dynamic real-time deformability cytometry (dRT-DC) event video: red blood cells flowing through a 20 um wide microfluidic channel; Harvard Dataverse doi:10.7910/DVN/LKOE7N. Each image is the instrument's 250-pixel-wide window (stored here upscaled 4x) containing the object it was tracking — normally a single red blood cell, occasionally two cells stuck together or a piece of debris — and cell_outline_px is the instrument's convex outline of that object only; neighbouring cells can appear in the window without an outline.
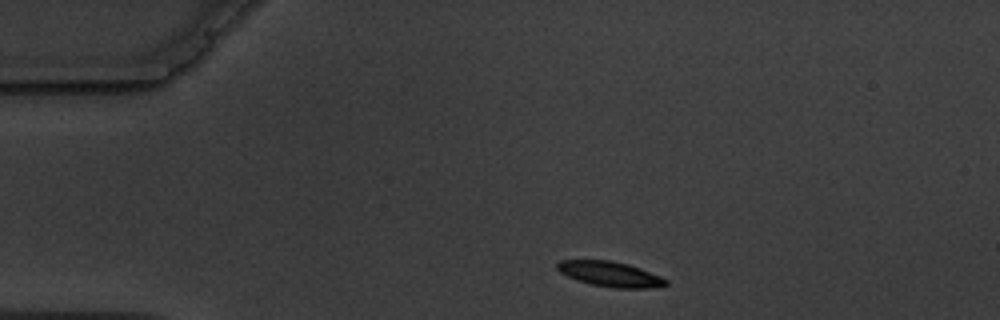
{"species": "common noctule bat (a hibernating species)", "species_latin": "Nyctalus noctula", "temperature_condition": "warm", "stored_images_in_passage": 4, "camera_frame_rate_fps": 3000, "um_per_image_px": 0.085, "animal": {"sex": "male", "body_mass_g": 19.5, "forearm_length_mm": 54.6}, "frame": {"image": 1, "passage_image": 1, "time_ms": 0.0, "image_size_px": [1000, 320], "cell_outline_px": [[668, 284], [648, 288], [612, 288], [592, 284], [568, 276], [560, 272], [556, 268], [556, 264], [560, 260], [608, 260], [628, 264], [640, 268], [660, 276], [668, 280]], "centroid_in_image_um": [51.86, 23.29], "position_along_channel_um": 33.1, "area_um2": 15.72}}
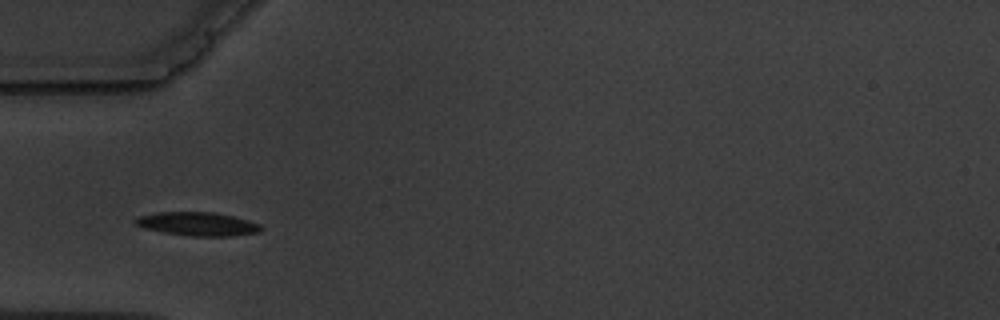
{"frame": {"image": 2, "passage_image": 3, "time_ms": 2.333, "image_size_px": [1000, 320], "cell_outline_px": [[264, 228], [260, 232], [232, 236], [192, 236], [164, 232], [144, 228], [136, 224], [132, 220], [136, 216], [156, 212], [216, 212], [248, 220], [260, 224]], "centroid_in_image_um": [16.79, 19.03], "position_along_channel_um": 68.2, "area_um2": 17.4}}
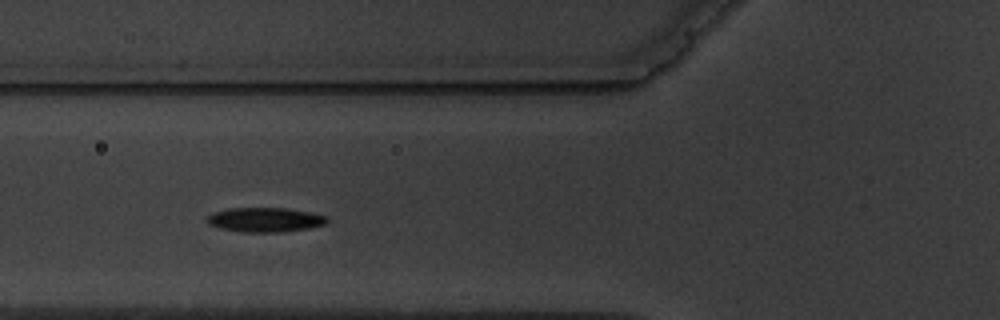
{"frame": {"image": 3, "passage_image": 4, "time_ms": 3.333, "image_size_px": [1000, 320], "cell_outline_px": [[328, 220], [324, 224], [308, 228], [280, 232], [244, 232], [220, 228], [208, 224], [208, 216], [212, 212], [228, 208], [288, 208], [312, 212], [328, 216]], "centroid_in_image_um": [22.54, 18.67], "position_along_channel_um": 103.3, "area_um2": 17.11}}